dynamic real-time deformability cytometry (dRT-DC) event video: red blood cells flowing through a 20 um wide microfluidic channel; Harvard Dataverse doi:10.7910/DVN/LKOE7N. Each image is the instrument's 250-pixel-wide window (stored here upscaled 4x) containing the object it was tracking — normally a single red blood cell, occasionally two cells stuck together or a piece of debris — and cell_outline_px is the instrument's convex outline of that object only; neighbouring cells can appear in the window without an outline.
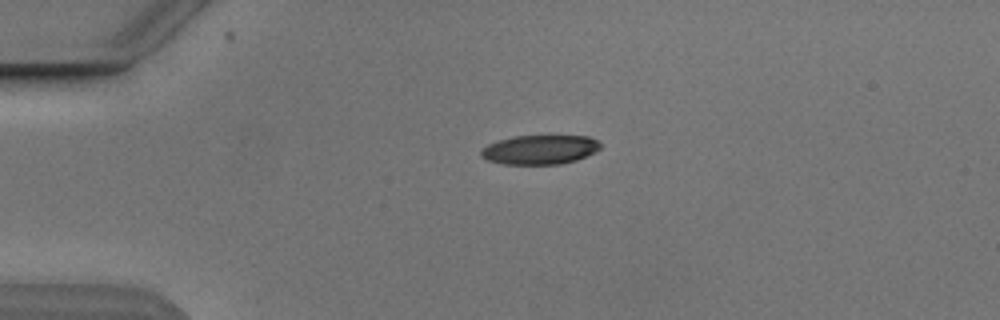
{"species": "Egyptian fruit bat (a non-hibernating species)", "species_latin": "Rousettus aegyptiacus", "temperature_condition": "cold", "stored_images_in_passage": 2, "camera_frame_rate_fps": 3000, "um_per_image_px": 0.085, "animal": {"sex": "male"}, "frame": {"image": 1, "passage_image": 1, "time_ms": 0.0, "image_size_px": [1000, 320], "cell_outline_px": [[600, 148], [596, 152], [576, 160], [560, 164], [500, 164], [488, 160], [480, 156], [480, 152], [488, 144], [500, 140], [516, 136], [588, 136], [596, 140], [600, 144]], "centroid_in_image_um": [45.89, 12.73], "position_along_channel_um": 39.1, "area_um2": 20.23}}